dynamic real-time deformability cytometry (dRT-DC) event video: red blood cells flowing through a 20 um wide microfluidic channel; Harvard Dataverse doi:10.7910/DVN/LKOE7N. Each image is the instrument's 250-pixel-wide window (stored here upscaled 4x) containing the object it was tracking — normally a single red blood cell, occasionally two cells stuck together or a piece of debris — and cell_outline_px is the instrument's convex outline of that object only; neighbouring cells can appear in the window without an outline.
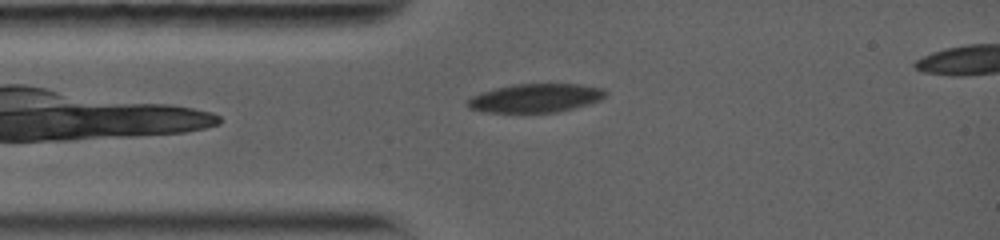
{"species": "common noctule bat (a hibernating species)", "species_latin": "Nyctalus noctula", "temperature_condition": "warm", "stored_images_in_passage": 2, "segment_of_instrument_passage": [1, 2], "camera_frame_rate_fps": 5000, "um_per_image_px": 0.085, "animal": {"sex": "female", "body_mass_g": 19.0, "forearm_length_mm": 56.7}, "frame": {"image": 1, "passage_image": 1, "time_ms": 0.0, "image_size_px": [1000, 240], "cell_outline_px": [[608, 92], [600, 100], [588, 104], [556, 112], [484, 112], [468, 108], [464, 104], [472, 96], [496, 88], [512, 84], [580, 84], [604, 88]], "centroid_in_image_um": [45.51, 8.33], "position_along_channel_um": 39.5, "area_um2": 22.95}}